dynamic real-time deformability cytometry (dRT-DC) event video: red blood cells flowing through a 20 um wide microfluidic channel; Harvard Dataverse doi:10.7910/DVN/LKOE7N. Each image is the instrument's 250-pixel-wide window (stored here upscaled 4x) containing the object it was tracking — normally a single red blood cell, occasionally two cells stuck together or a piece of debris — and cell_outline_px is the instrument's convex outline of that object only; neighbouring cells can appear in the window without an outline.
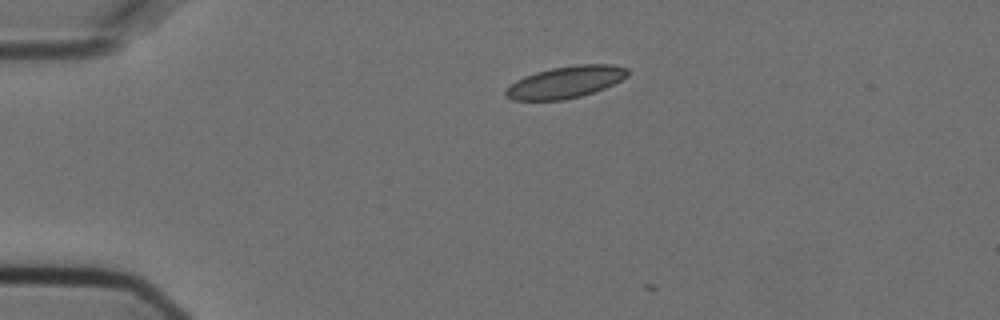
{"species": "Egyptian fruit bat (a non-hibernating species)", "species_latin": "Rousettus aegyptiacus", "temperature_condition": "cold", "stored_images_in_passage": 5, "camera_frame_rate_fps": 3000, "um_per_image_px": 0.085, "animal": {"sex": "female"}, "frame": {"image": 1, "passage_image": 1, "time_ms": 0.0, "image_size_px": [1000, 320], "cell_outline_px": [[628, 76], [604, 88], [580, 96], [564, 100], [512, 100], [504, 96], [504, 92], [516, 80], [524, 76], [536, 72], [552, 68], [576, 64], [616, 64], [628, 68]], "centroid_in_image_um": [48.07, 6.97], "position_along_channel_um": 36.9, "area_um2": 22.6}}